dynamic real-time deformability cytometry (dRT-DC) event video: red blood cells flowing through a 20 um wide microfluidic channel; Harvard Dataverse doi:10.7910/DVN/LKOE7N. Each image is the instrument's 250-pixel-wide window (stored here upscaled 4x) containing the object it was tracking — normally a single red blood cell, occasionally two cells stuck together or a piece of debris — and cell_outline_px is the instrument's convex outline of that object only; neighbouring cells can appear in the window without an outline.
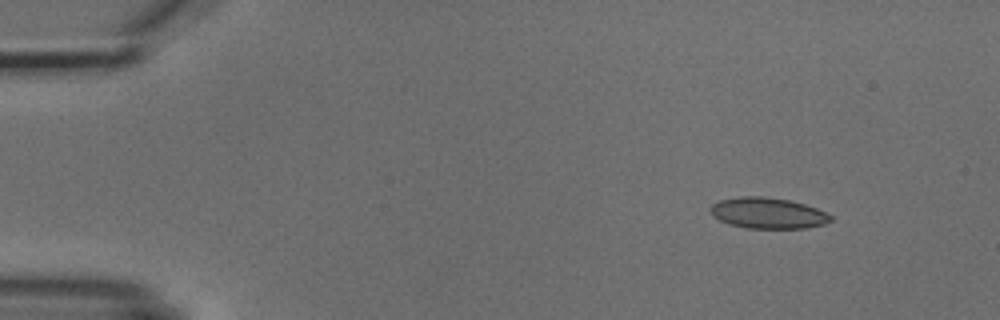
{"species": "common noctule bat (a hibernating species)", "species_latin": "Nyctalus noctula", "temperature_condition": "cold", "stored_images_in_passage": 4, "camera_frame_rate_fps": 3000, "um_per_image_px": 0.085, "animal": {"sex": "male", "body_mass_g": 18.8}, "frame": {"image": 1, "passage_image": 1, "time_ms": 0.0, "image_size_px": [1000, 320], "cell_outline_px": [[832, 220], [824, 224], [804, 228], [748, 228], [728, 224], [712, 216], [708, 208], [712, 204], [720, 200], [740, 196], [764, 196], [788, 200], [804, 204], [816, 208], [832, 216]], "centroid_in_image_um": [65.22, 18.11], "position_along_channel_um": 19.8, "area_um2": 21.68}}
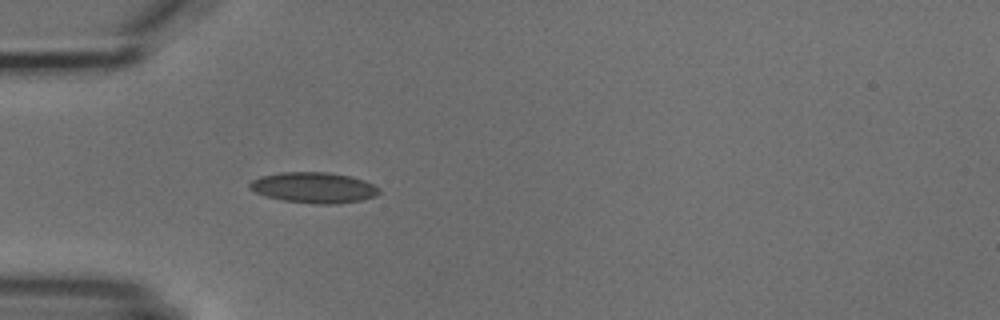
{"frame": {"image": 2, "passage_image": 4, "time_ms": 3.333, "image_size_px": [1000, 320], "cell_outline_px": [[380, 192], [376, 196], [360, 200], [336, 204], [316, 204], [284, 200], [264, 196], [248, 188], [248, 184], [252, 180], [260, 176], [280, 172], [328, 172], [352, 176], [372, 184], [380, 188]], "centroid_in_image_um": [26.66, 15.94], "position_along_channel_um": 58.3, "area_um2": 23.24}}